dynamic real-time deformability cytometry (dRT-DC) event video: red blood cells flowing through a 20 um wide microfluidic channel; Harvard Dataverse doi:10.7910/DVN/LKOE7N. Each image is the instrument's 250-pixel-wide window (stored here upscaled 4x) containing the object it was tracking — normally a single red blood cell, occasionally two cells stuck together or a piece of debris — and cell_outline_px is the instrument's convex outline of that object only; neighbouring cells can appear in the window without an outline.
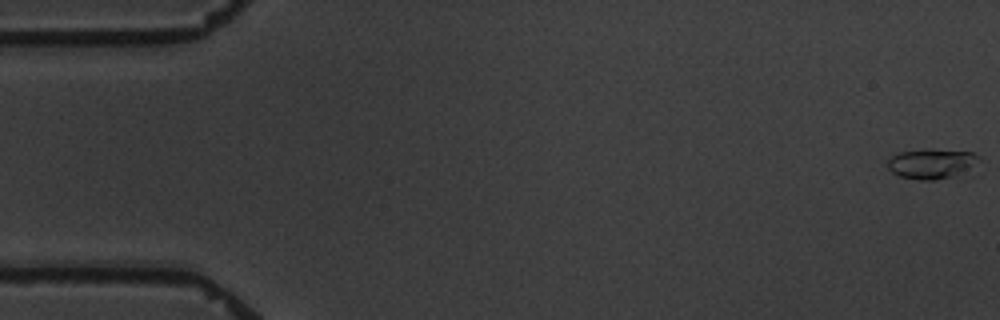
{"species": "common noctule bat (a hibernating species)", "species_latin": "Nyctalus noctula", "temperature_condition": "warm", "stored_images_in_passage": 6, "camera_frame_rate_fps": 3000, "um_per_image_px": 0.085, "animal": {"sex": "male", "body_mass_g": 19.5, "forearm_length_mm": 54.6}, "frame": {"image": 1, "passage_image": 1, "time_ms": 0.0, "image_size_px": [1000, 320], "cell_outline_px": [[980, 160], [972, 176], [936, 180], [916, 180], [900, 176], [892, 172], [888, 168], [888, 160], [896, 152], [932, 148], [972, 152]], "centroid_in_image_um": [79.33, 13.95], "position_along_channel_um": 5.7, "area_um2": 17.17}}
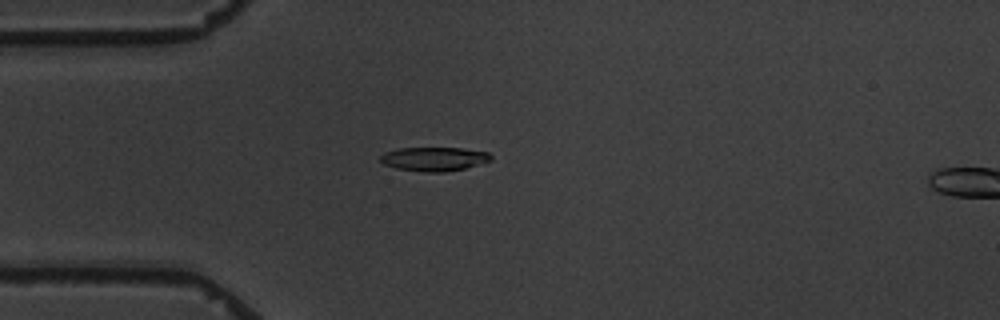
{"frame": {"image": 2, "passage_image": 5, "time_ms": 5.0, "image_size_px": [1000, 320], "cell_outline_px": [[492, 160], [464, 168], [444, 172], [424, 172], [396, 168], [384, 164], [380, 160], [380, 156], [384, 152], [400, 148], [460, 148], [488, 152], [492, 156]], "centroid_in_image_um": [36.88, 13.51], "position_along_channel_um": 48.1, "area_um2": 15.32}}